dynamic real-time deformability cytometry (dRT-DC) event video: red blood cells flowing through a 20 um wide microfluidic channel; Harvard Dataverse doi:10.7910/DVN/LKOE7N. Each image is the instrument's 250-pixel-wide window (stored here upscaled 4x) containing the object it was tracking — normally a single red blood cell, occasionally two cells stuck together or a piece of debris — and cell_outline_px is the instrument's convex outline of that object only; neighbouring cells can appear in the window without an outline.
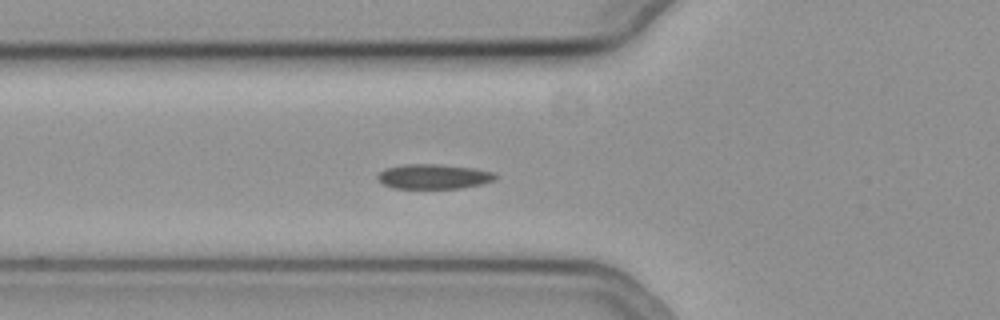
{"species": "common noctule bat (a hibernating species)", "species_latin": "Nyctalus noctula", "temperature_condition": "cold", "stored_images_in_passage": 38, "camera_frame_rate_fps": 3000, "um_per_image_px": 0.085, "animal": {"sex": "female", "body_mass_g": 19.3, "forearm_length_mm": 54.1}, "frame": {"image": 1, "passage_image": 2, "time_ms": 0.333, "image_size_px": [1000, 320], "cell_outline_px": [[500, 176], [496, 180], [480, 184], [460, 188], [392, 188], [376, 180], [376, 176], [384, 168], [404, 164], [440, 164], [476, 168], [492, 172]], "centroid_in_image_um": [36.86, 14.99], "position_along_channel_um": 88.9, "area_um2": 17.22}}
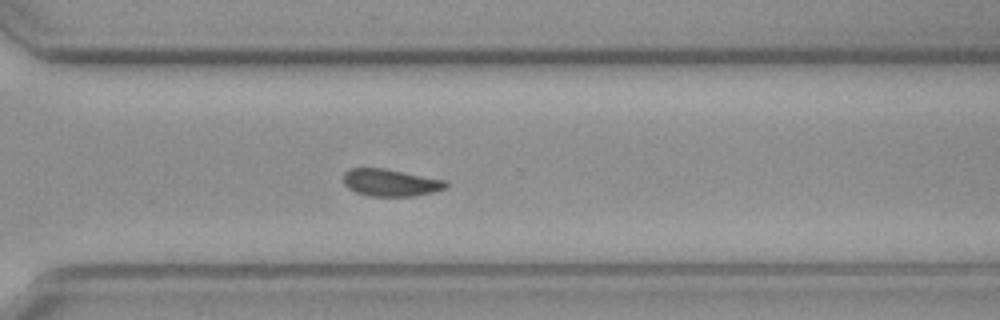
{"frame": {"image": 2, "passage_image": 22, "time_ms": 7.0, "image_size_px": [1000, 320], "cell_outline_px": [[448, 188], [436, 192], [412, 196], [368, 196], [356, 192], [348, 188], [344, 184], [344, 172], [348, 168], [384, 168], [448, 180]], "centroid_in_image_um": [33.24, 15.52], "position_along_channel_um": 337.4, "area_um2": 16.53}}
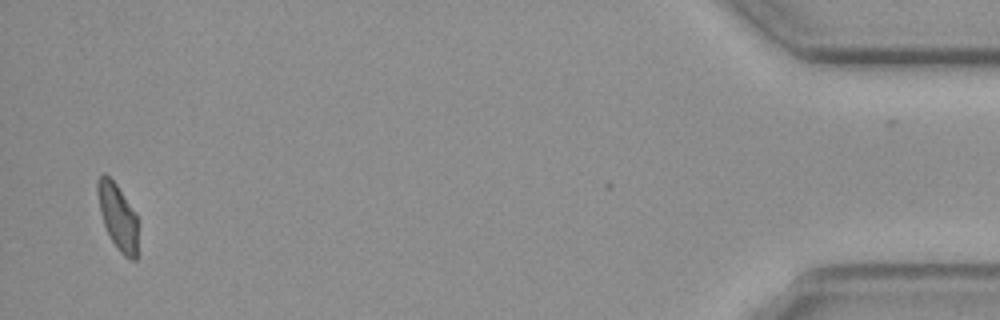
{"frame": {"image": 3, "passage_image": 36, "time_ms": 11.667, "image_size_px": [1000, 320], "cell_outline_px": [[136, 260], [132, 260], [124, 256], [120, 252], [112, 240], [104, 224], [100, 212], [96, 192], [96, 180], [104, 172], [116, 184], [136, 212]], "centroid_in_image_um": [9.98, 18.36], "position_along_channel_um": 425.2, "area_um2": 15.32}}